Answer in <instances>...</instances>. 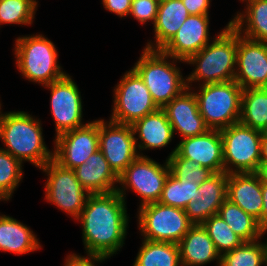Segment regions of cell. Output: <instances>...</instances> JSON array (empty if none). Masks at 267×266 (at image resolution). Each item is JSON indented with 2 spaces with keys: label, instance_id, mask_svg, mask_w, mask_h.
I'll list each match as a JSON object with an SVG mask.
<instances>
[{
  "label": "cell",
  "instance_id": "cell-1",
  "mask_svg": "<svg viewBox=\"0 0 267 266\" xmlns=\"http://www.w3.org/2000/svg\"><path fill=\"white\" fill-rule=\"evenodd\" d=\"M76 220L82 225L87 256L110 258L124 246L129 216L126 200L117 191L90 194Z\"/></svg>",
  "mask_w": 267,
  "mask_h": 266
},
{
  "label": "cell",
  "instance_id": "cell-2",
  "mask_svg": "<svg viewBox=\"0 0 267 266\" xmlns=\"http://www.w3.org/2000/svg\"><path fill=\"white\" fill-rule=\"evenodd\" d=\"M41 120L25 111L4 112L0 121V140L14 158L39 169L53 159V150L44 142Z\"/></svg>",
  "mask_w": 267,
  "mask_h": 266
},
{
  "label": "cell",
  "instance_id": "cell-3",
  "mask_svg": "<svg viewBox=\"0 0 267 266\" xmlns=\"http://www.w3.org/2000/svg\"><path fill=\"white\" fill-rule=\"evenodd\" d=\"M236 59L237 31L228 22L208 45L185 62L195 66L186 76L187 87L192 88L193 82H200L201 86L234 80Z\"/></svg>",
  "mask_w": 267,
  "mask_h": 266
},
{
  "label": "cell",
  "instance_id": "cell-4",
  "mask_svg": "<svg viewBox=\"0 0 267 266\" xmlns=\"http://www.w3.org/2000/svg\"><path fill=\"white\" fill-rule=\"evenodd\" d=\"M172 61H171V60ZM185 63L161 50L143 48L132 69L140 76L158 108L165 107L187 88L186 78L176 63Z\"/></svg>",
  "mask_w": 267,
  "mask_h": 266
},
{
  "label": "cell",
  "instance_id": "cell-5",
  "mask_svg": "<svg viewBox=\"0 0 267 266\" xmlns=\"http://www.w3.org/2000/svg\"><path fill=\"white\" fill-rule=\"evenodd\" d=\"M13 46L16 67L29 82L44 86L67 74L59 65L54 43L43 34L19 36Z\"/></svg>",
  "mask_w": 267,
  "mask_h": 266
},
{
  "label": "cell",
  "instance_id": "cell-6",
  "mask_svg": "<svg viewBox=\"0 0 267 266\" xmlns=\"http://www.w3.org/2000/svg\"><path fill=\"white\" fill-rule=\"evenodd\" d=\"M191 89L209 129L221 130L239 122L243 89L235 80L204 84L197 91Z\"/></svg>",
  "mask_w": 267,
  "mask_h": 266
},
{
  "label": "cell",
  "instance_id": "cell-7",
  "mask_svg": "<svg viewBox=\"0 0 267 266\" xmlns=\"http://www.w3.org/2000/svg\"><path fill=\"white\" fill-rule=\"evenodd\" d=\"M220 133L224 172L257 173L261 165V131L238 122L221 129Z\"/></svg>",
  "mask_w": 267,
  "mask_h": 266
},
{
  "label": "cell",
  "instance_id": "cell-8",
  "mask_svg": "<svg viewBox=\"0 0 267 266\" xmlns=\"http://www.w3.org/2000/svg\"><path fill=\"white\" fill-rule=\"evenodd\" d=\"M138 229L143 239L178 244L194 225L184 209L159 202L146 204L137 211Z\"/></svg>",
  "mask_w": 267,
  "mask_h": 266
},
{
  "label": "cell",
  "instance_id": "cell-9",
  "mask_svg": "<svg viewBox=\"0 0 267 266\" xmlns=\"http://www.w3.org/2000/svg\"><path fill=\"white\" fill-rule=\"evenodd\" d=\"M170 173L167 159L159 164L149 156H138L118 177L117 192L126 199L127 189L140 198V205L156 203L160 199L163 186Z\"/></svg>",
  "mask_w": 267,
  "mask_h": 266
},
{
  "label": "cell",
  "instance_id": "cell-10",
  "mask_svg": "<svg viewBox=\"0 0 267 266\" xmlns=\"http://www.w3.org/2000/svg\"><path fill=\"white\" fill-rule=\"evenodd\" d=\"M114 87L112 114L109 120L132 125L158 109L140 76L130 69Z\"/></svg>",
  "mask_w": 267,
  "mask_h": 266
},
{
  "label": "cell",
  "instance_id": "cell-11",
  "mask_svg": "<svg viewBox=\"0 0 267 266\" xmlns=\"http://www.w3.org/2000/svg\"><path fill=\"white\" fill-rule=\"evenodd\" d=\"M40 170L47 174L46 201L76 220L90 194L81 186L74 170L62 167L53 159Z\"/></svg>",
  "mask_w": 267,
  "mask_h": 266
},
{
  "label": "cell",
  "instance_id": "cell-12",
  "mask_svg": "<svg viewBox=\"0 0 267 266\" xmlns=\"http://www.w3.org/2000/svg\"><path fill=\"white\" fill-rule=\"evenodd\" d=\"M43 87L48 88L51 94L50 111L55 122V137L88 123L82 122L83 105L81 92L72 76L66 74L59 80Z\"/></svg>",
  "mask_w": 267,
  "mask_h": 266
},
{
  "label": "cell",
  "instance_id": "cell-13",
  "mask_svg": "<svg viewBox=\"0 0 267 266\" xmlns=\"http://www.w3.org/2000/svg\"><path fill=\"white\" fill-rule=\"evenodd\" d=\"M53 144V160L64 168H77L99 150V119L58 135Z\"/></svg>",
  "mask_w": 267,
  "mask_h": 266
},
{
  "label": "cell",
  "instance_id": "cell-14",
  "mask_svg": "<svg viewBox=\"0 0 267 266\" xmlns=\"http://www.w3.org/2000/svg\"><path fill=\"white\" fill-rule=\"evenodd\" d=\"M99 150L119 177L139 156L132 126L99 119Z\"/></svg>",
  "mask_w": 267,
  "mask_h": 266
},
{
  "label": "cell",
  "instance_id": "cell-15",
  "mask_svg": "<svg viewBox=\"0 0 267 266\" xmlns=\"http://www.w3.org/2000/svg\"><path fill=\"white\" fill-rule=\"evenodd\" d=\"M234 80L242 87H267V43L248 39L237 32Z\"/></svg>",
  "mask_w": 267,
  "mask_h": 266
},
{
  "label": "cell",
  "instance_id": "cell-16",
  "mask_svg": "<svg viewBox=\"0 0 267 266\" xmlns=\"http://www.w3.org/2000/svg\"><path fill=\"white\" fill-rule=\"evenodd\" d=\"M177 152L182 158H187L208 168L214 173L224 172L222 136L220 130L209 129L205 133L181 139L169 153Z\"/></svg>",
  "mask_w": 267,
  "mask_h": 266
},
{
  "label": "cell",
  "instance_id": "cell-17",
  "mask_svg": "<svg viewBox=\"0 0 267 266\" xmlns=\"http://www.w3.org/2000/svg\"><path fill=\"white\" fill-rule=\"evenodd\" d=\"M209 21V15H189L161 51L186 62L211 42Z\"/></svg>",
  "mask_w": 267,
  "mask_h": 266
},
{
  "label": "cell",
  "instance_id": "cell-18",
  "mask_svg": "<svg viewBox=\"0 0 267 266\" xmlns=\"http://www.w3.org/2000/svg\"><path fill=\"white\" fill-rule=\"evenodd\" d=\"M163 109L172 126L173 134L177 132L182 139L201 135L209 130L199 113L196 95L189 87L173 98Z\"/></svg>",
  "mask_w": 267,
  "mask_h": 266
},
{
  "label": "cell",
  "instance_id": "cell-19",
  "mask_svg": "<svg viewBox=\"0 0 267 266\" xmlns=\"http://www.w3.org/2000/svg\"><path fill=\"white\" fill-rule=\"evenodd\" d=\"M227 181L228 174L220 172L199 185L195 201L188 203L184 209L193 224H202L212 215L218 214L227 199Z\"/></svg>",
  "mask_w": 267,
  "mask_h": 266
},
{
  "label": "cell",
  "instance_id": "cell-20",
  "mask_svg": "<svg viewBox=\"0 0 267 266\" xmlns=\"http://www.w3.org/2000/svg\"><path fill=\"white\" fill-rule=\"evenodd\" d=\"M131 126L139 156H143L141 151L144 150L167 147L174 138L172 126L163 108L136 120Z\"/></svg>",
  "mask_w": 267,
  "mask_h": 266
},
{
  "label": "cell",
  "instance_id": "cell-21",
  "mask_svg": "<svg viewBox=\"0 0 267 266\" xmlns=\"http://www.w3.org/2000/svg\"><path fill=\"white\" fill-rule=\"evenodd\" d=\"M227 199L242 208L255 219L261 217L262 180L258 173L228 174Z\"/></svg>",
  "mask_w": 267,
  "mask_h": 266
},
{
  "label": "cell",
  "instance_id": "cell-22",
  "mask_svg": "<svg viewBox=\"0 0 267 266\" xmlns=\"http://www.w3.org/2000/svg\"><path fill=\"white\" fill-rule=\"evenodd\" d=\"M81 186L89 194H104L117 191L118 176L109 167L103 153L97 150L86 161L73 169Z\"/></svg>",
  "mask_w": 267,
  "mask_h": 266
},
{
  "label": "cell",
  "instance_id": "cell-23",
  "mask_svg": "<svg viewBox=\"0 0 267 266\" xmlns=\"http://www.w3.org/2000/svg\"><path fill=\"white\" fill-rule=\"evenodd\" d=\"M182 266H204L217 261L221 255L201 224H194L178 243Z\"/></svg>",
  "mask_w": 267,
  "mask_h": 266
},
{
  "label": "cell",
  "instance_id": "cell-24",
  "mask_svg": "<svg viewBox=\"0 0 267 266\" xmlns=\"http://www.w3.org/2000/svg\"><path fill=\"white\" fill-rule=\"evenodd\" d=\"M190 14L182 0H164L159 3L155 24L154 38L144 47L150 50H161L177 33Z\"/></svg>",
  "mask_w": 267,
  "mask_h": 266
},
{
  "label": "cell",
  "instance_id": "cell-25",
  "mask_svg": "<svg viewBox=\"0 0 267 266\" xmlns=\"http://www.w3.org/2000/svg\"><path fill=\"white\" fill-rule=\"evenodd\" d=\"M41 247L37 235L27 225L12 216H0V251L23 255Z\"/></svg>",
  "mask_w": 267,
  "mask_h": 266
},
{
  "label": "cell",
  "instance_id": "cell-26",
  "mask_svg": "<svg viewBox=\"0 0 267 266\" xmlns=\"http://www.w3.org/2000/svg\"><path fill=\"white\" fill-rule=\"evenodd\" d=\"M246 7L230 19V25L242 36L267 43V0H244Z\"/></svg>",
  "mask_w": 267,
  "mask_h": 266
},
{
  "label": "cell",
  "instance_id": "cell-27",
  "mask_svg": "<svg viewBox=\"0 0 267 266\" xmlns=\"http://www.w3.org/2000/svg\"><path fill=\"white\" fill-rule=\"evenodd\" d=\"M133 266H182L179 245L142 239Z\"/></svg>",
  "mask_w": 267,
  "mask_h": 266
},
{
  "label": "cell",
  "instance_id": "cell-28",
  "mask_svg": "<svg viewBox=\"0 0 267 266\" xmlns=\"http://www.w3.org/2000/svg\"><path fill=\"white\" fill-rule=\"evenodd\" d=\"M239 122L259 131L265 128L267 124V87L243 89Z\"/></svg>",
  "mask_w": 267,
  "mask_h": 266
},
{
  "label": "cell",
  "instance_id": "cell-29",
  "mask_svg": "<svg viewBox=\"0 0 267 266\" xmlns=\"http://www.w3.org/2000/svg\"><path fill=\"white\" fill-rule=\"evenodd\" d=\"M218 214L244 241H254L266 234L257 219L228 199L221 205Z\"/></svg>",
  "mask_w": 267,
  "mask_h": 266
},
{
  "label": "cell",
  "instance_id": "cell-30",
  "mask_svg": "<svg viewBox=\"0 0 267 266\" xmlns=\"http://www.w3.org/2000/svg\"><path fill=\"white\" fill-rule=\"evenodd\" d=\"M262 238L244 241L237 248L221 255L220 266H262L267 265V249Z\"/></svg>",
  "mask_w": 267,
  "mask_h": 266
},
{
  "label": "cell",
  "instance_id": "cell-31",
  "mask_svg": "<svg viewBox=\"0 0 267 266\" xmlns=\"http://www.w3.org/2000/svg\"><path fill=\"white\" fill-rule=\"evenodd\" d=\"M199 184L186 181L184 177L167 176L159 203L185 209L188 203L195 201Z\"/></svg>",
  "mask_w": 267,
  "mask_h": 266
},
{
  "label": "cell",
  "instance_id": "cell-32",
  "mask_svg": "<svg viewBox=\"0 0 267 266\" xmlns=\"http://www.w3.org/2000/svg\"><path fill=\"white\" fill-rule=\"evenodd\" d=\"M201 225L207 231L220 255L237 248L244 242L240 236L232 231L219 214L212 215Z\"/></svg>",
  "mask_w": 267,
  "mask_h": 266
},
{
  "label": "cell",
  "instance_id": "cell-33",
  "mask_svg": "<svg viewBox=\"0 0 267 266\" xmlns=\"http://www.w3.org/2000/svg\"><path fill=\"white\" fill-rule=\"evenodd\" d=\"M37 6V0H0V26L32 25Z\"/></svg>",
  "mask_w": 267,
  "mask_h": 266
},
{
  "label": "cell",
  "instance_id": "cell-34",
  "mask_svg": "<svg viewBox=\"0 0 267 266\" xmlns=\"http://www.w3.org/2000/svg\"><path fill=\"white\" fill-rule=\"evenodd\" d=\"M23 163L0 148V194L10 200L23 179Z\"/></svg>",
  "mask_w": 267,
  "mask_h": 266
},
{
  "label": "cell",
  "instance_id": "cell-35",
  "mask_svg": "<svg viewBox=\"0 0 267 266\" xmlns=\"http://www.w3.org/2000/svg\"><path fill=\"white\" fill-rule=\"evenodd\" d=\"M170 174L174 177H184L186 181L201 184L208 180L215 173L190 159L182 158L176 151L166 158Z\"/></svg>",
  "mask_w": 267,
  "mask_h": 266
},
{
  "label": "cell",
  "instance_id": "cell-36",
  "mask_svg": "<svg viewBox=\"0 0 267 266\" xmlns=\"http://www.w3.org/2000/svg\"><path fill=\"white\" fill-rule=\"evenodd\" d=\"M159 1L157 0H132L129 15L134 17L142 25L148 23L155 24Z\"/></svg>",
  "mask_w": 267,
  "mask_h": 266
},
{
  "label": "cell",
  "instance_id": "cell-37",
  "mask_svg": "<svg viewBox=\"0 0 267 266\" xmlns=\"http://www.w3.org/2000/svg\"><path fill=\"white\" fill-rule=\"evenodd\" d=\"M65 259L63 266H96V263H102L109 258L103 256H81L71 252Z\"/></svg>",
  "mask_w": 267,
  "mask_h": 266
},
{
  "label": "cell",
  "instance_id": "cell-38",
  "mask_svg": "<svg viewBox=\"0 0 267 266\" xmlns=\"http://www.w3.org/2000/svg\"><path fill=\"white\" fill-rule=\"evenodd\" d=\"M103 7L120 18L129 16L132 0H102Z\"/></svg>",
  "mask_w": 267,
  "mask_h": 266
},
{
  "label": "cell",
  "instance_id": "cell-39",
  "mask_svg": "<svg viewBox=\"0 0 267 266\" xmlns=\"http://www.w3.org/2000/svg\"><path fill=\"white\" fill-rule=\"evenodd\" d=\"M211 0H182L190 15H209Z\"/></svg>",
  "mask_w": 267,
  "mask_h": 266
},
{
  "label": "cell",
  "instance_id": "cell-40",
  "mask_svg": "<svg viewBox=\"0 0 267 266\" xmlns=\"http://www.w3.org/2000/svg\"><path fill=\"white\" fill-rule=\"evenodd\" d=\"M263 207L261 217L257 220L259 226L267 233V183L262 181Z\"/></svg>",
  "mask_w": 267,
  "mask_h": 266
},
{
  "label": "cell",
  "instance_id": "cell-41",
  "mask_svg": "<svg viewBox=\"0 0 267 266\" xmlns=\"http://www.w3.org/2000/svg\"><path fill=\"white\" fill-rule=\"evenodd\" d=\"M261 162H267V135L261 137Z\"/></svg>",
  "mask_w": 267,
  "mask_h": 266
},
{
  "label": "cell",
  "instance_id": "cell-42",
  "mask_svg": "<svg viewBox=\"0 0 267 266\" xmlns=\"http://www.w3.org/2000/svg\"><path fill=\"white\" fill-rule=\"evenodd\" d=\"M257 173L260 175L261 180L267 183V162H261L259 171Z\"/></svg>",
  "mask_w": 267,
  "mask_h": 266
},
{
  "label": "cell",
  "instance_id": "cell-43",
  "mask_svg": "<svg viewBox=\"0 0 267 266\" xmlns=\"http://www.w3.org/2000/svg\"><path fill=\"white\" fill-rule=\"evenodd\" d=\"M0 201H9L5 196H3L2 194H0ZM2 214H0L1 216Z\"/></svg>",
  "mask_w": 267,
  "mask_h": 266
},
{
  "label": "cell",
  "instance_id": "cell-44",
  "mask_svg": "<svg viewBox=\"0 0 267 266\" xmlns=\"http://www.w3.org/2000/svg\"><path fill=\"white\" fill-rule=\"evenodd\" d=\"M261 133L267 135V124H266L265 128L261 131Z\"/></svg>",
  "mask_w": 267,
  "mask_h": 266
},
{
  "label": "cell",
  "instance_id": "cell-45",
  "mask_svg": "<svg viewBox=\"0 0 267 266\" xmlns=\"http://www.w3.org/2000/svg\"><path fill=\"white\" fill-rule=\"evenodd\" d=\"M1 106H2V104L0 102V121H1L2 114H3L2 110H1V108H2Z\"/></svg>",
  "mask_w": 267,
  "mask_h": 266
}]
</instances>
